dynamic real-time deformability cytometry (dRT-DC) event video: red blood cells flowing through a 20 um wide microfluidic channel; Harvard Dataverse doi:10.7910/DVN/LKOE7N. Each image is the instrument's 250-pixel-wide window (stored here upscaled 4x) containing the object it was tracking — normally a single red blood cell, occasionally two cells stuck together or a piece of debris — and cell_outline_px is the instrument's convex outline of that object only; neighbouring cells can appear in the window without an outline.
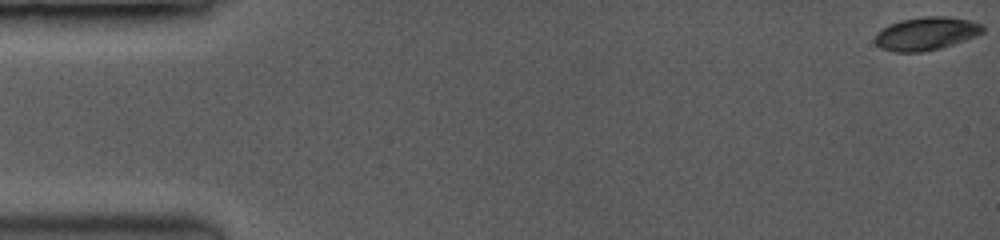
{"species": "common noctule bat (a hibernating species)", "species_latin": "Nyctalus noctula", "temperature_condition": "room temperature", "stored_images_in_passage": 24, "camera_frame_rate_fps": 3500, "um_per_image_px": 0.085, "animal": {"sex": "female", "body_mass_g": 19.0, "forearm_length_mm": 53.3}, "frame": {"image": 1, "passage_image": 1, "time_ms": 0.0, "image_size_px": [1000, 240], "cell_outline_px": [[984, 32], [936, 48], [920, 52], [896, 52], [884, 48], [876, 44], [876, 36], [884, 28], [892, 24], [904, 20], [928, 16], [940, 16], [968, 20], [980, 24], [984, 28]], "centroid_in_image_um": [78.71, 2.85], "position_along_channel_um": 6.3, "area_um2": 19.59}}
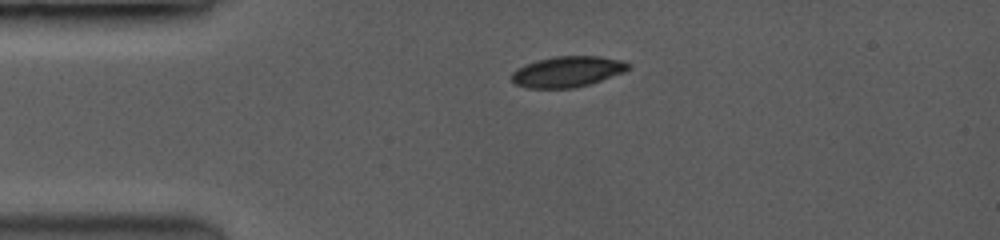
{"frame": {"image": 2, "passage_image": 16, "time_ms": 3.714, "image_size_px": [1000, 240], "cell_outline_px": [[632, 64], [624, 72], [588, 84], [572, 88], [528, 88], [516, 84], [512, 80], [512, 72], [528, 64], [540, 60], [556, 56], [596, 56], [620, 60]], "centroid_in_image_um": [48.25, 6.09], "position_along_channel_um": 36.8, "area_um2": 20.4}}